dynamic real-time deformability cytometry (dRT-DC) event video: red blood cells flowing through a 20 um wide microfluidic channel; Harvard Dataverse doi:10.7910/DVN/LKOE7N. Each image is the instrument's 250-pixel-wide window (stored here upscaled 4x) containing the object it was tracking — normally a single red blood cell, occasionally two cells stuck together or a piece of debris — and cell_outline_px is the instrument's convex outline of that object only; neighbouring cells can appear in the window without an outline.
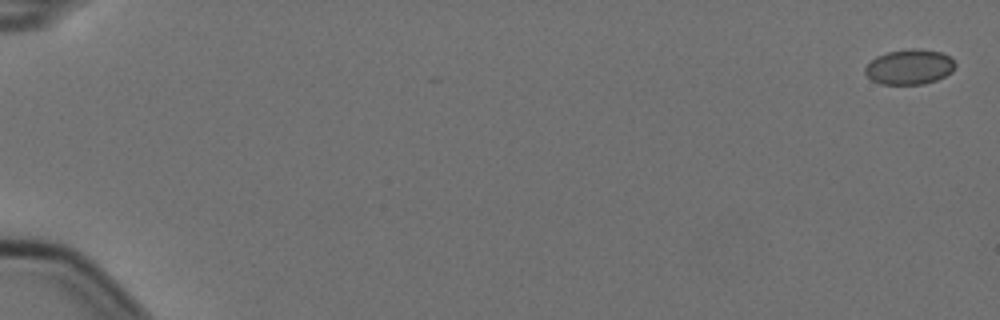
{"species": "Egyptian fruit bat (a non-hibernating species)", "species_latin": "Rousettus aegyptiacus", "temperature_condition": "cold", "stored_images_in_passage": 8, "camera_frame_rate_fps": 3000, "um_per_image_px": 0.085, "animal": {"sex": "female"}, "frame": {"image": 1, "passage_image": 1, "time_ms": 0.0, "image_size_px": [1000, 320], "cell_outline_px": [[956, 64], [952, 72], [936, 80], [924, 84], [880, 84], [872, 80], [864, 72], [864, 68], [876, 56], [888, 52], [908, 48], [920, 48], [940, 52], [948, 56]], "centroid_in_image_um": [77.29, 5.68], "position_along_channel_um": 7.7, "area_um2": 18.44}}
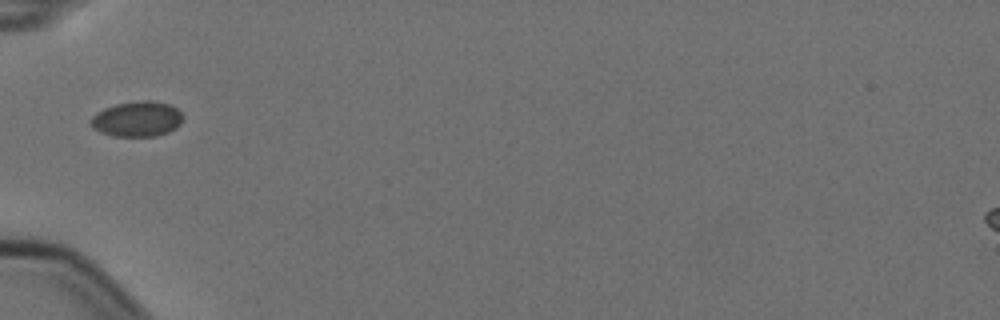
{"frame": {"image": 2, "passage_image": 7, "time_ms": 2.0, "image_size_px": [1000, 320], "cell_outline_px": [[184, 116], [180, 124], [176, 128], [168, 132], [156, 136], [112, 136], [100, 132], [92, 128], [92, 116], [96, 112], [104, 108], [116, 104], [136, 100], [152, 100], [168, 104], [176, 108]], "centroid_in_image_um": [11.66, 10.11], "position_along_channel_um": 73.3, "area_um2": 19.07}}
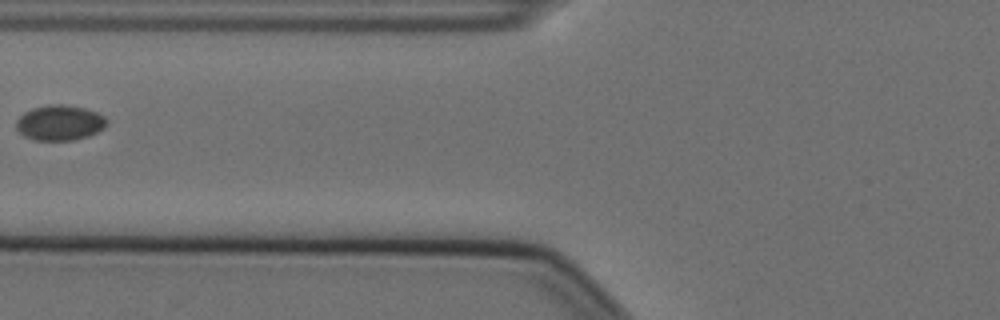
{"frame": {"image": 3, "passage_image": 8, "time_ms": 2.333, "image_size_px": [1000, 320], "cell_outline_px": [[108, 124], [104, 128], [88, 136], [72, 140], [32, 140], [24, 136], [16, 128], [16, 120], [24, 112], [32, 108], [52, 104], [64, 104], [84, 108], [96, 112], [104, 116], [108, 120]], "centroid_in_image_um": [5.08, 10.43], "position_along_channel_um": 120.7, "area_um2": 18.67}}